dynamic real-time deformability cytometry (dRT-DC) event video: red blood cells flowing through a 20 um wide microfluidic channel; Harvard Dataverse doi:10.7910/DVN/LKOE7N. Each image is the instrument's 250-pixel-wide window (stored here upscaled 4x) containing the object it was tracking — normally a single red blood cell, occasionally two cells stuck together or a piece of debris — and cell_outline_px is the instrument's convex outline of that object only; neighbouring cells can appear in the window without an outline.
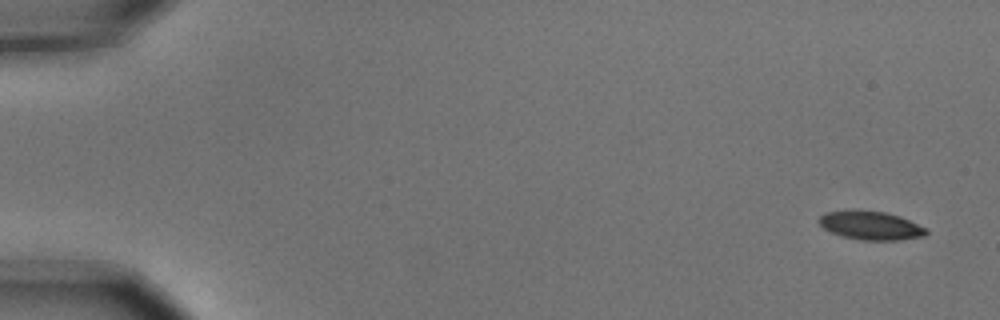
{"species": "common noctule bat (a hibernating species)", "species_latin": "Nyctalus noctula", "temperature_condition": "cold", "stored_images_in_passage": 6, "camera_frame_rate_fps": 3000, "um_per_image_px": 0.085, "animal": {"sex": "male", "body_mass_g": 15.6}, "frame": {"image": 1, "passage_image": 1, "time_ms": 0.0, "image_size_px": [1000, 320], "cell_outline_px": [[928, 232], [924, 236], [900, 240], [860, 240], [840, 236], [824, 228], [816, 220], [824, 212], [848, 208], [856, 208], [884, 212], [900, 216], [928, 228]], "centroid_in_image_um": [73.97, 19.13], "position_along_channel_um": 11.0, "area_um2": 18.5}}
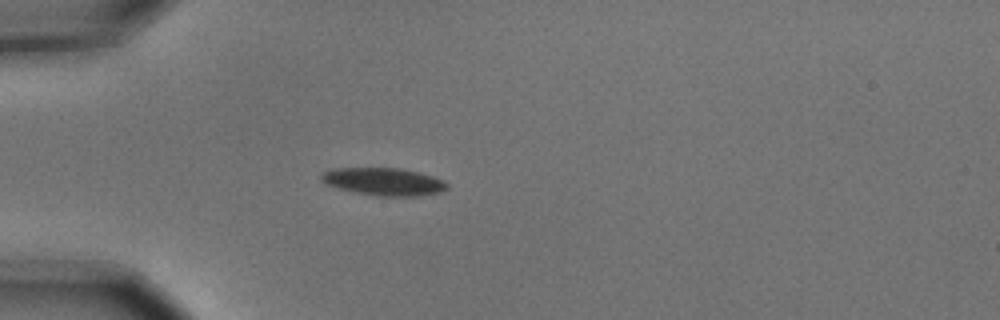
{"frame": {"image": 2, "passage_image": 5, "time_ms": 1.333, "image_size_px": [1000, 320], "cell_outline_px": [[448, 188], [440, 192], [420, 196], [376, 196], [356, 192], [340, 188], [328, 184], [320, 180], [320, 176], [324, 172], [332, 168], [400, 168], [432, 176], [448, 184]], "centroid_in_image_um": [32.61, 15.44], "position_along_channel_um": 52.4, "area_um2": 20.0}}